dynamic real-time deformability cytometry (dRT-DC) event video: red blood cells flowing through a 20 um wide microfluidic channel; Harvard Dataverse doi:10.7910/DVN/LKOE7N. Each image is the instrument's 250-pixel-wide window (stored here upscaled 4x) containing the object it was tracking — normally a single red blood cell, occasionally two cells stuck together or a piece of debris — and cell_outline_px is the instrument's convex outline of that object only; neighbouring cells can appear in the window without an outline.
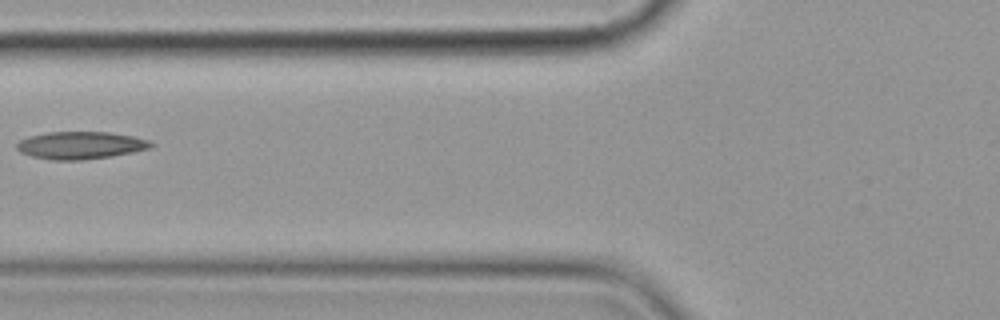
{"species": "common noctule bat (a hibernating species)", "species_latin": "Nyctalus noctula", "temperature_condition": "cold", "stored_images_in_passage": 5, "camera_frame_rate_fps": 3000, "um_per_image_px": 0.085, "animal": {"sex": "female", "body_mass_g": 19.9}, "frame": {"image": 1, "passage_image": 5, "time_ms": 4.333, "image_size_px": [1000, 320], "cell_outline_px": [[156, 144], [148, 148], [132, 152], [112, 156], [84, 160], [52, 160], [32, 156], [20, 152], [16, 148], [16, 144], [20, 140], [28, 136], [48, 132], [108, 132], [132, 136], [148, 140]], "centroid_in_image_um": [6.82, 12.35], "position_along_channel_um": 119.0, "area_um2": 21.44}}